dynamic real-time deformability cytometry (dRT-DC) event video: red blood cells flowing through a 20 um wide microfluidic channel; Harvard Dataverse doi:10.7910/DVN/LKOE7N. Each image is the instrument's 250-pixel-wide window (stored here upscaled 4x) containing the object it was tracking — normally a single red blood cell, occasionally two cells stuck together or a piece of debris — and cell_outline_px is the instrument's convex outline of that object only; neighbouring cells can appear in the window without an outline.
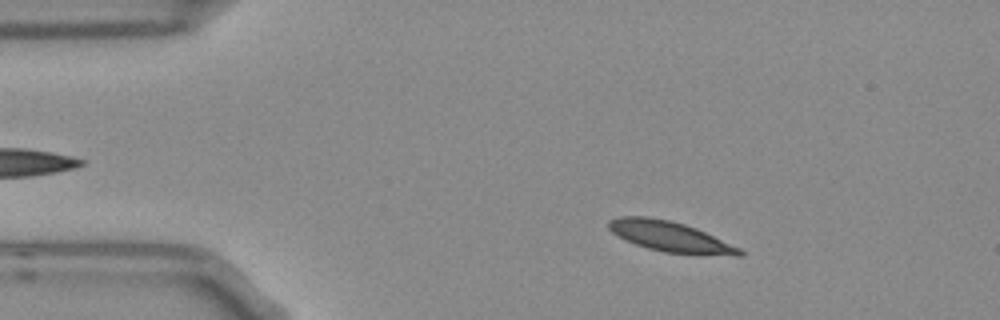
{"species": "Egyptian fruit bat (a non-hibernating species)", "species_latin": "Rousettus aegyptiacus", "temperature_condition": "room temperature", "stored_images_in_passage": 5, "camera_frame_rate_fps": 3000, "um_per_image_px": 0.085, "frame": {"image": 1, "passage_image": 2, "time_ms": 0.333, "image_size_px": [1000, 320], "cell_outline_px": [[744, 256], [736, 256], [664, 252], [648, 248], [624, 240], [612, 232], [608, 228], [608, 220], [616, 216], [648, 216], [668, 220], [684, 224], [696, 228], [740, 248], [744, 252]], "centroid_in_image_um": [56.93, 20.1], "position_along_channel_um": 28.1, "area_um2": 23.06}}
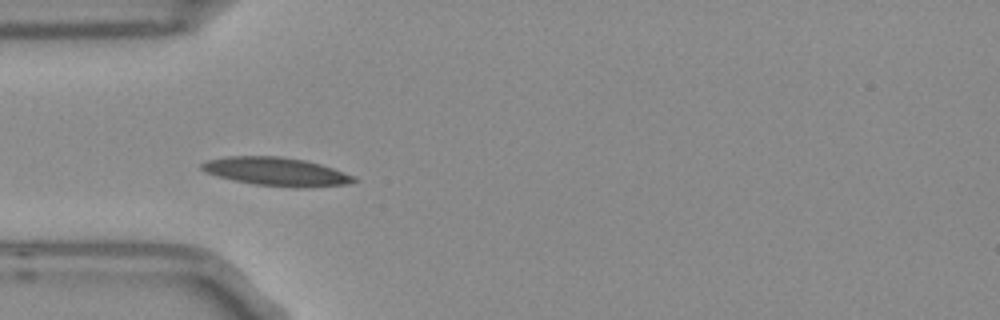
{"frame": {"image": 2, "passage_image": 4, "time_ms": 1.0, "image_size_px": [1000, 320], "cell_outline_px": [[356, 180], [348, 184], [312, 188], [292, 188], [256, 184], [232, 180], [216, 176], [204, 172], [200, 168], [200, 164], [208, 160], [224, 156], [280, 156], [304, 160], [320, 164], [332, 168], [352, 176]], "centroid_in_image_um": [23.43, 14.59], "position_along_channel_um": 61.6, "area_um2": 25.32}}
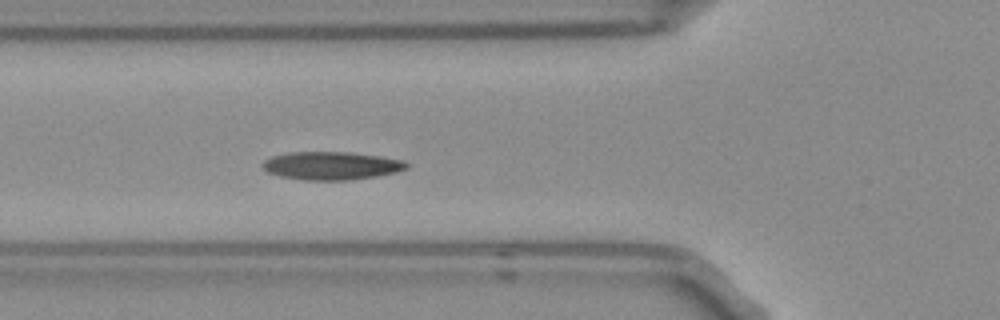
{"frame": {"image": 3, "passage_image": 5, "time_ms": 1.333, "image_size_px": [1000, 320], "cell_outline_px": [[408, 168], [396, 172], [376, 176], [348, 180], [304, 180], [280, 176], [268, 172], [260, 164], [264, 160], [272, 156], [288, 152], [348, 152], [380, 156], [404, 160], [408, 164]], "centroid_in_image_um": [28.16, 14.08], "position_along_channel_um": 97.6, "area_um2": 23.58}}